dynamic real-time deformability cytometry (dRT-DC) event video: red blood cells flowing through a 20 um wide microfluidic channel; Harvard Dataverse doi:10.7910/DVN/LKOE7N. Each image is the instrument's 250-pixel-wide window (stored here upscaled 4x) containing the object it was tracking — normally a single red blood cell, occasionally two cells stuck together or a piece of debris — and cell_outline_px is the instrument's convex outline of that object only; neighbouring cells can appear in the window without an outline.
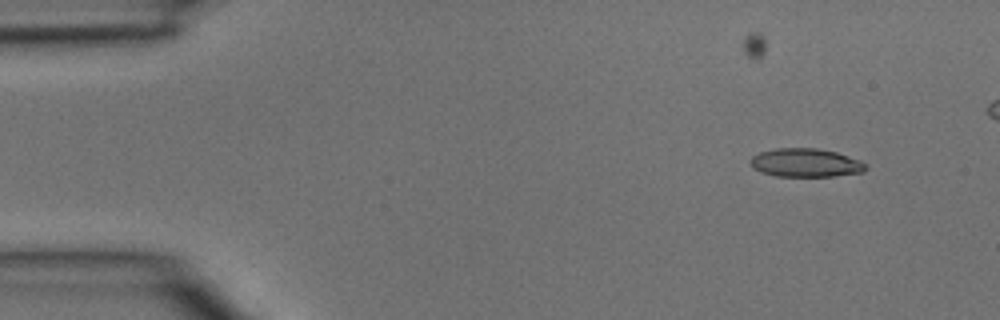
{"species": "common noctule bat (a hibernating species)", "species_latin": "Nyctalus noctula", "temperature_condition": "room temperature", "stored_images_in_passage": 5, "camera_frame_rate_fps": 3000, "um_per_image_px": 0.085, "animal": {"sex": "male", "body_mass_g": 15.6}, "frame": {"image": 1, "passage_image": 2, "time_ms": 0.333, "image_size_px": [1000, 320], "cell_outline_px": [[868, 168], [864, 172], [832, 176], [776, 176], [760, 172], [752, 168], [752, 156], [760, 152], [776, 148], [816, 148], [836, 152], [860, 160], [868, 164]], "centroid_in_image_um": [68.51, 13.84], "position_along_channel_um": 16.5, "area_um2": 19.19}}